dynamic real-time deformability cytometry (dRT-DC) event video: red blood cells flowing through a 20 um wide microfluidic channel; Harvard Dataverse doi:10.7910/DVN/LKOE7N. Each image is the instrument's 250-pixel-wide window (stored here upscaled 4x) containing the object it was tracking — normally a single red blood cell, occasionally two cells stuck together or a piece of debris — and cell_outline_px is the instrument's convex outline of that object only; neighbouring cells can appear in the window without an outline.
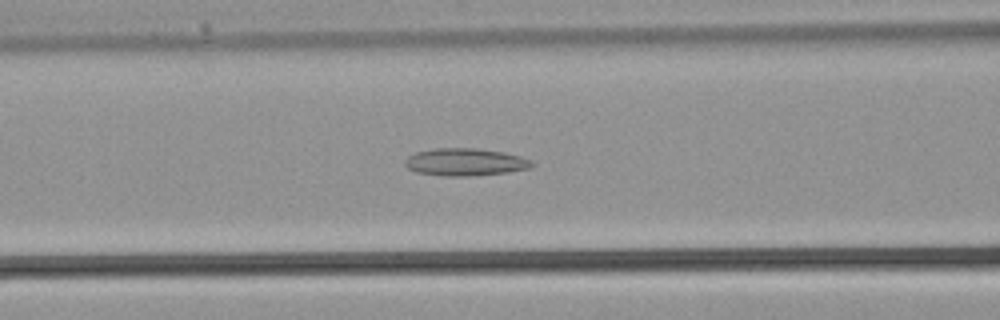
{"species": "common noctule bat (a hibernating species)", "species_latin": "Nyctalus noctula", "temperature_condition": "warm", "stored_images_in_passage": 34, "camera_frame_rate_fps": 3000, "um_per_image_px": 0.085, "animal": {"sex": "male", "body_mass_g": 21.5, "forearm_length_mm": 52.0}, "frame": {"image": 1, "passage_image": 13, "time_ms": 4.0, "image_size_px": [1000, 320], "cell_outline_px": [[536, 164], [528, 168], [508, 172], [472, 176], [444, 176], [416, 172], [408, 168], [404, 164], [404, 160], [408, 156], [416, 152], [432, 148], [476, 148], [504, 152], [520, 156], [532, 160]], "centroid_in_image_um": [39.54, 13.77], "position_along_channel_um": 127.1, "area_um2": 20.46}}
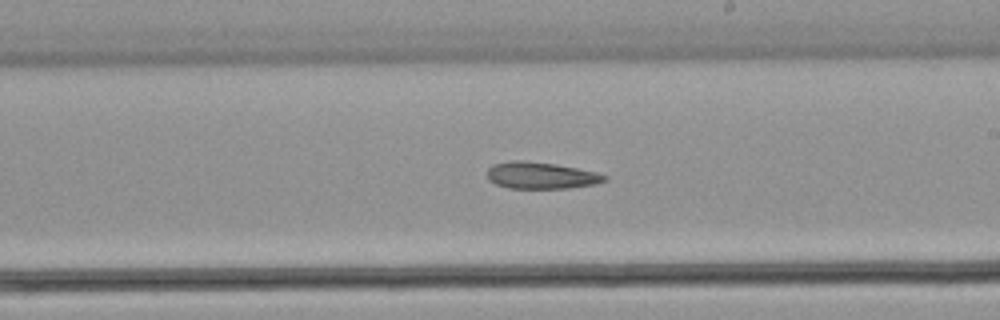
{"frame": {"image": 2, "passage_image": 19, "time_ms": 6.0, "image_size_px": [1000, 320], "cell_outline_px": [[608, 180], [596, 184], [568, 188], [508, 188], [496, 184], [488, 180], [488, 168], [492, 164], [512, 160], [524, 160], [556, 164], [596, 172], [608, 176]], "centroid_in_image_um": [45.98, 14.91], "position_along_channel_um": 243.0, "area_um2": 18.38}}
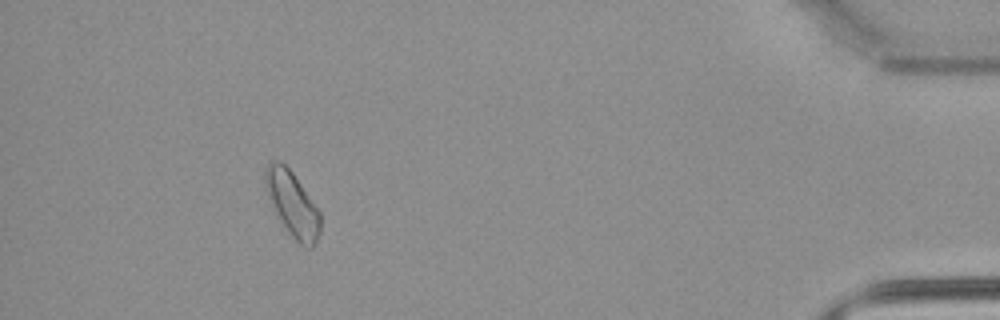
{"frame": {"image": 3, "passage_image": 31, "time_ms": 10.0, "image_size_px": [1000, 320], "cell_outline_px": [[320, 232], [316, 244], [312, 248], [304, 248], [288, 232], [276, 212], [264, 184], [264, 168], [268, 160], [280, 160], [292, 172], [320, 212]], "centroid_in_image_um": [24.85, 17.32], "position_along_channel_um": 410.3, "area_um2": 20.63}}